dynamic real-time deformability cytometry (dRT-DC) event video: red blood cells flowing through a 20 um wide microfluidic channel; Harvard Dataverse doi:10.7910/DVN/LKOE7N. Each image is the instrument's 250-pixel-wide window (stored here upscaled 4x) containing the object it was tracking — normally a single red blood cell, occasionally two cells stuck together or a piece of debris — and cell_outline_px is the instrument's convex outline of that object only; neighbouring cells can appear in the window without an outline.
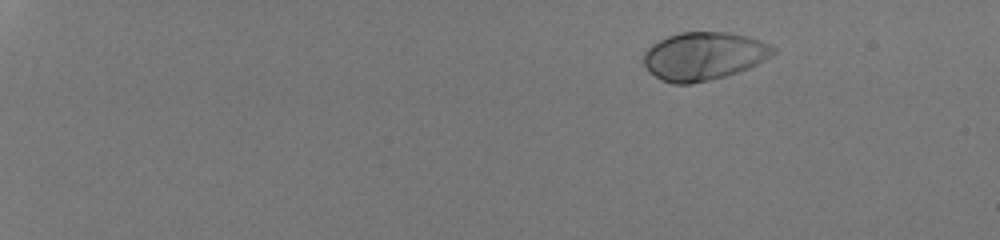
{"species": "human", "species_latin": "Homo sapiens", "temperature_condition": "room temperature", "stored_images_in_passage": 46, "camera_frame_rate_fps": 3000, "um_per_image_px": 0.085, "donor": {"sex": "male"}, "frame": {"image": 1, "passage_image": 1, "time_ms": 0.0, "image_size_px": [1000, 240], "cell_outline_px": [[776, 52], [764, 60], [748, 68], [724, 76], [692, 84], [672, 84], [660, 80], [644, 64], [644, 52], [652, 44], [668, 36], [680, 32], [728, 32], [760, 40], [776, 48]], "centroid_in_image_um": [59.81, 4.77], "position_along_channel_um": 25.2, "area_um2": 35.95}}
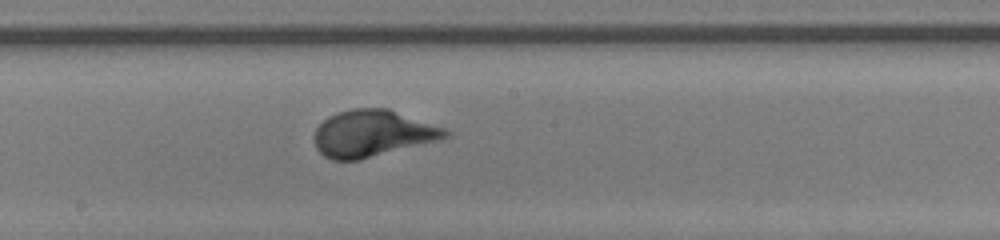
{"frame": {"image": 2, "passage_image": 27, "time_ms": 8.667, "image_size_px": [1000, 240], "cell_outline_px": [[452, 136], [440, 140], [360, 160], [332, 160], [324, 156], [316, 148], [316, 128], [328, 116], [352, 108], [388, 108], [444, 128], [452, 132]], "centroid_in_image_um": [31.71, 11.35], "position_along_channel_um": 216.5, "area_um2": 35.6}}
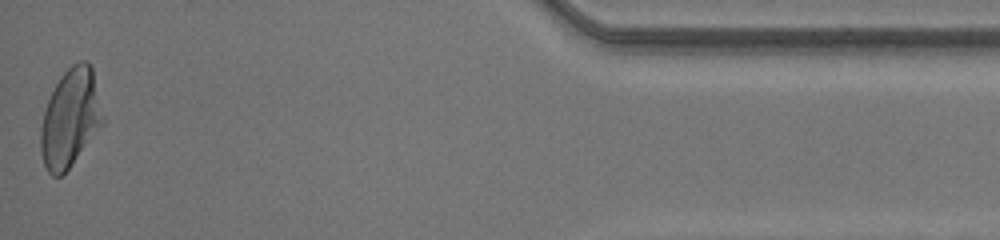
{"frame": {"image": 3, "passage_image": 46, "time_ms": 15.0, "image_size_px": [1000, 240], "cell_outline_px": [[104, 124], [68, 168], [60, 176], [52, 176], [48, 172], [44, 164], [40, 152], [40, 128], [44, 112], [48, 100], [60, 76], [72, 64], [80, 60], [88, 60], [92, 68], [104, 116]], "centroid_in_image_um": [5.98, 10.02], "position_along_channel_um": 429.2, "area_um2": 35.43}, "authors_computed_cell_mechanics": {"area_um2": 34.68, "velocity_mm_per_s": 4.2314, "shape_relaxation_time_tau1_ms": 2.0177, "shape_relaxation_time_tau2_ms": null, "deformation_change_tau1": 0.1593, "deformation_change_tau2": null}}